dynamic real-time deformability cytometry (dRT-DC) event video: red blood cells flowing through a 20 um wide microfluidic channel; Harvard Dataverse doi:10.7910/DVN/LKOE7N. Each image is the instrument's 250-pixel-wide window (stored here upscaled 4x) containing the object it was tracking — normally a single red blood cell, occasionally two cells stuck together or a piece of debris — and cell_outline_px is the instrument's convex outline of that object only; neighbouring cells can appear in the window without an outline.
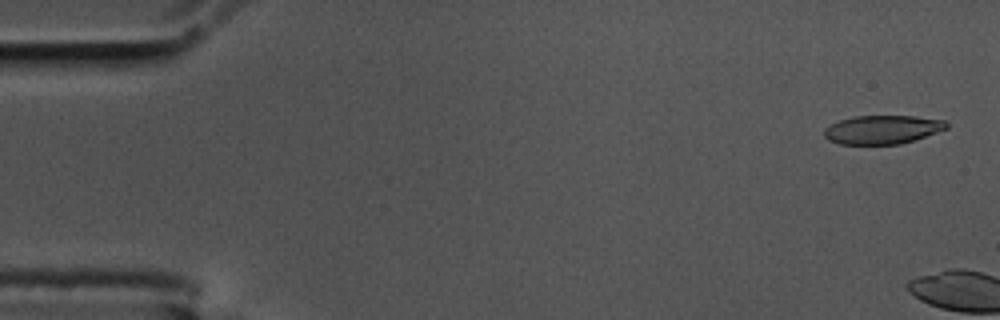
{"species": "common noctule bat (a hibernating species)", "species_latin": "Nyctalus noctula", "temperature_condition": "cold", "stored_images_in_passage": 4, "camera_frame_rate_fps": 3000, "um_per_image_px": 0.085, "animal": {"sex": "male", "body_mass_g": 17.5, "forearm_length_mm": 52.3}, "frame": {"image": 1, "passage_image": 2, "time_ms": 0.333, "image_size_px": [1000, 320], "cell_outline_px": [[948, 128], [900, 144], [840, 144], [828, 140], [824, 136], [824, 128], [840, 120], [856, 116], [912, 116], [944, 120], [948, 124]], "centroid_in_image_um": [74.97, 11.01], "position_along_channel_um": 10.0, "area_um2": 20.17}}